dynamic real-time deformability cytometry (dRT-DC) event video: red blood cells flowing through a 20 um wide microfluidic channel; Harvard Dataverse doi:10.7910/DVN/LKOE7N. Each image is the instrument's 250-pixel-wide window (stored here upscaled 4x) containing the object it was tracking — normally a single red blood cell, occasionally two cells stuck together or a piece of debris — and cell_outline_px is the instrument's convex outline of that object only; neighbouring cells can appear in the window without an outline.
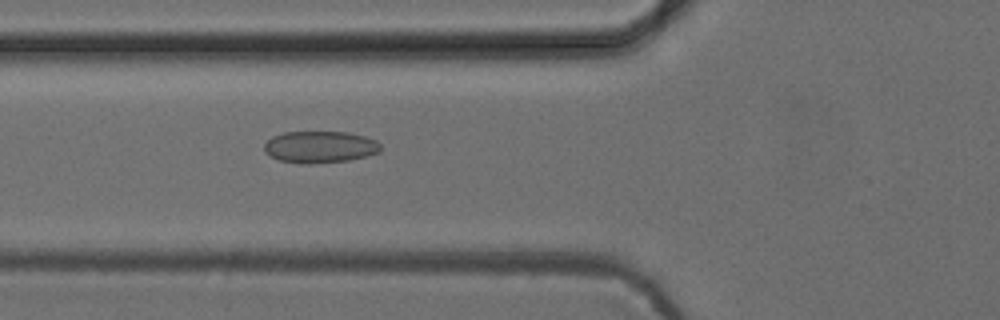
{"species": "common noctule bat (a hibernating species)", "species_latin": "Nyctalus noctula", "temperature_condition": "cold", "stored_images_in_passage": 37, "camera_frame_rate_fps": 3000, "um_per_image_px": 0.085, "animal": {"sex": "female", "body_mass_g": 24.6, "forearm_length_mm": 56.2}, "frame": {"image": 1, "passage_image": 4, "time_ms": 1.0, "image_size_px": [1000, 320], "cell_outline_px": [[380, 152], [348, 160], [308, 164], [304, 164], [280, 160], [264, 152], [264, 144], [272, 136], [284, 132], [348, 132], [364, 136], [376, 140], [380, 144]], "centroid_in_image_um": [27.18, 12.48], "position_along_channel_um": 98.6, "area_um2": 21.44}}
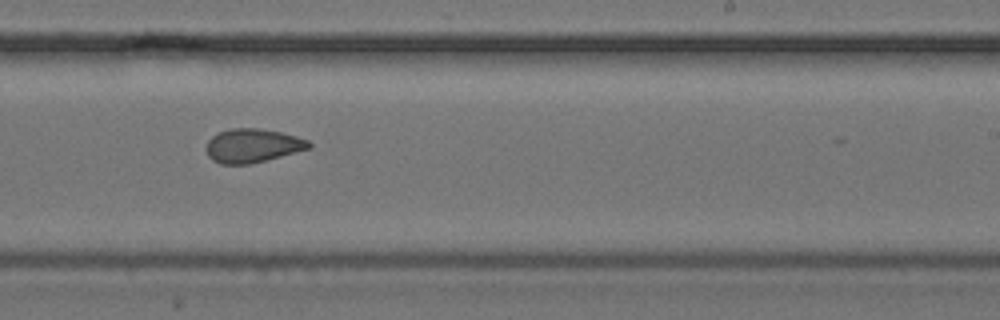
{"frame": {"image": 2, "passage_image": 17, "time_ms": 5.333, "image_size_px": [1000, 320], "cell_outline_px": [[312, 148], [248, 164], [220, 164], [212, 160], [208, 156], [204, 148], [208, 140], [212, 136], [220, 132], [232, 128], [256, 128], [280, 132], [296, 136], [308, 140], [312, 144]], "centroid_in_image_um": [21.44, 12.38], "position_along_channel_um": 267.6, "area_um2": 20.17}}
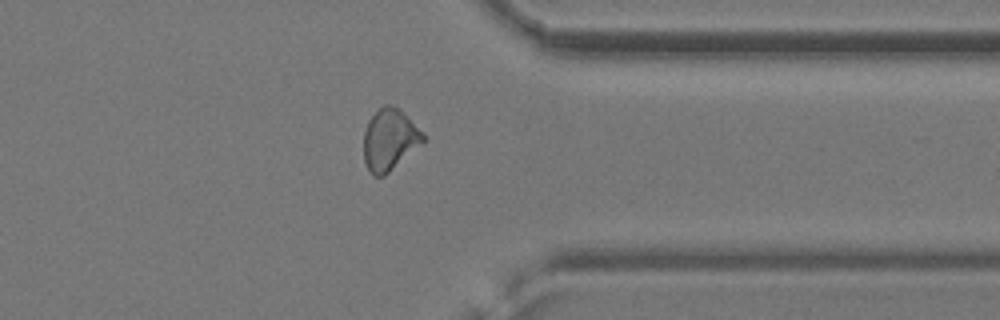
{"frame": {"image": 3, "passage_image": 26, "time_ms": 8.333, "image_size_px": [1000, 320], "cell_outline_px": [[424, 140], [384, 176], [372, 176], [368, 172], [364, 160], [364, 132], [368, 120], [384, 104], [392, 104], [400, 108], [424, 132]], "centroid_in_image_um": [33.09, 11.84], "position_along_channel_um": 378.3, "area_um2": 21.21}, "authors_computed_cell_mechanics": {"area_um2": 20.5768, "velocity_mm_per_s": 3.8908, "shape_relaxation_time_tau1_ms": 7.9651, "shape_relaxation_time_tau2_ms": 1.7982, "deformation_change_tau1": 0.1174, "deformation_change_tau2": 0.0675}}